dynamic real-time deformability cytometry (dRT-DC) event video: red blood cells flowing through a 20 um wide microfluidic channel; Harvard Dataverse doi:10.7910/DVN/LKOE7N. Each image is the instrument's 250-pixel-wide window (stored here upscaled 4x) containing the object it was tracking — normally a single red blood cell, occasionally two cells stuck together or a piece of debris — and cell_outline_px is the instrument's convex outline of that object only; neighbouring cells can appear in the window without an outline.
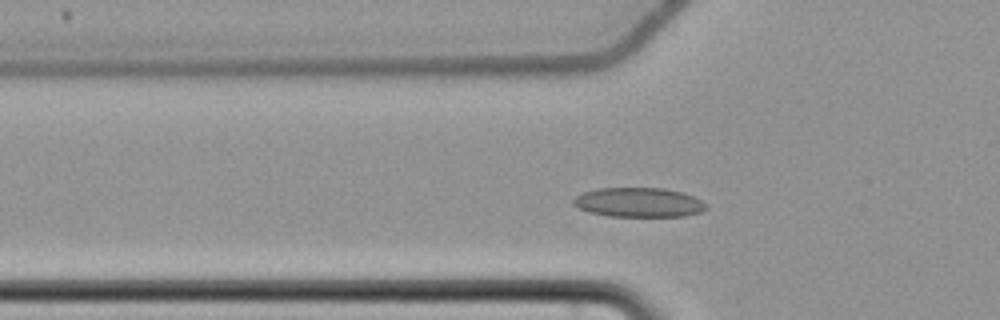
{"species": "common noctule bat (a hibernating species)", "species_latin": "Nyctalus noctula", "temperature_condition": "cold", "stored_images_in_passage": 39, "camera_frame_rate_fps": 3000, "um_per_image_px": 0.085, "animal": {"sex": "female", "body_mass_g": 22.7, "forearm_length_mm": 54.2}, "frame": {"image": 1, "passage_image": 2, "time_ms": 0.333, "image_size_px": [1000, 320], "cell_outline_px": [[708, 208], [700, 212], [684, 216], [608, 216], [588, 212], [572, 204], [572, 200], [576, 196], [584, 192], [596, 188], [664, 188], [680, 192], [692, 196], [700, 200]], "centroid_in_image_um": [54.25, 17.2], "position_along_channel_um": 71.6, "area_um2": 22.66}}
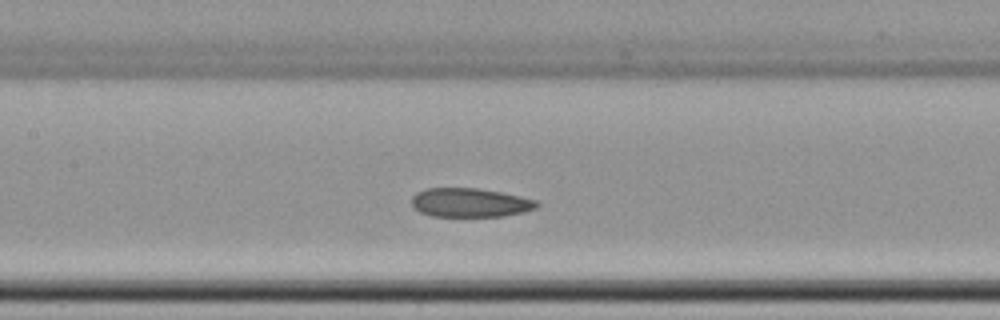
{"frame": {"image": 2, "passage_image": 10, "time_ms": 3.0, "image_size_px": [1000, 320], "cell_outline_px": [[540, 204], [536, 208], [524, 212], [504, 216], [432, 216], [420, 212], [412, 204], [412, 196], [416, 192], [428, 188], [476, 188], [500, 192], [520, 196], [536, 200]], "centroid_in_image_um": [39.96, 17.22], "position_along_channel_um": 167.4, "area_um2": 21.04}}
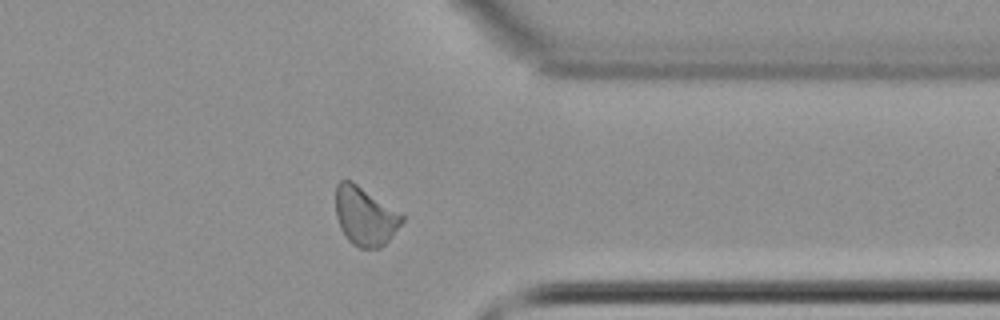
{"frame": {"image": 3, "passage_image": 28, "time_ms": 9.0, "image_size_px": [1000, 320], "cell_outline_px": [[404, 220], [392, 236], [380, 248], [360, 248], [352, 244], [344, 236], [340, 228], [336, 216], [336, 184], [340, 180], [352, 180], [404, 216]], "centroid_in_image_um": [30.99, 18.38], "position_along_channel_um": 380.4, "area_um2": 22.54}, "authors_computed_cell_mechanics": {"area_um2": 21.9062, "velocity_mm_per_s": 3.6516, "shape_relaxation_time_tau1_ms": null, "shape_relaxation_time_tau2_ms": 5.4898, "deformation_change_tau1": null, "deformation_change_tau2": 0.0934}}